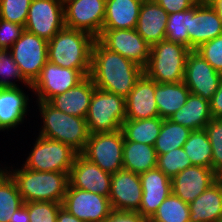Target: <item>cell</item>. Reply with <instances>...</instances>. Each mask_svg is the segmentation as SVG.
Returning <instances> with one entry per match:
<instances>
[{
	"mask_svg": "<svg viewBox=\"0 0 222 222\" xmlns=\"http://www.w3.org/2000/svg\"><path fill=\"white\" fill-rule=\"evenodd\" d=\"M143 73L139 65L105 48L97 39L93 42L89 77L96 88L126 98Z\"/></svg>",
	"mask_w": 222,
	"mask_h": 222,
	"instance_id": "obj_1",
	"label": "cell"
},
{
	"mask_svg": "<svg viewBox=\"0 0 222 222\" xmlns=\"http://www.w3.org/2000/svg\"><path fill=\"white\" fill-rule=\"evenodd\" d=\"M95 39L85 31L64 27L48 41V61L63 68L77 69L87 77Z\"/></svg>",
	"mask_w": 222,
	"mask_h": 222,
	"instance_id": "obj_2",
	"label": "cell"
},
{
	"mask_svg": "<svg viewBox=\"0 0 222 222\" xmlns=\"http://www.w3.org/2000/svg\"><path fill=\"white\" fill-rule=\"evenodd\" d=\"M10 168L14 167L6 166L5 171L15 181L24 203L49 201L62 204L69 172L33 171L23 166L15 170Z\"/></svg>",
	"mask_w": 222,
	"mask_h": 222,
	"instance_id": "obj_3",
	"label": "cell"
},
{
	"mask_svg": "<svg viewBox=\"0 0 222 222\" xmlns=\"http://www.w3.org/2000/svg\"><path fill=\"white\" fill-rule=\"evenodd\" d=\"M36 102L43 120L39 135L67 144L80 154L90 136L86 118L68 115L46 101Z\"/></svg>",
	"mask_w": 222,
	"mask_h": 222,
	"instance_id": "obj_4",
	"label": "cell"
},
{
	"mask_svg": "<svg viewBox=\"0 0 222 222\" xmlns=\"http://www.w3.org/2000/svg\"><path fill=\"white\" fill-rule=\"evenodd\" d=\"M190 51L187 46L164 39L151 46L143 72L157 83H181Z\"/></svg>",
	"mask_w": 222,
	"mask_h": 222,
	"instance_id": "obj_5",
	"label": "cell"
},
{
	"mask_svg": "<svg viewBox=\"0 0 222 222\" xmlns=\"http://www.w3.org/2000/svg\"><path fill=\"white\" fill-rule=\"evenodd\" d=\"M126 119L125 98L95 88L86 116L90 134L121 130Z\"/></svg>",
	"mask_w": 222,
	"mask_h": 222,
	"instance_id": "obj_6",
	"label": "cell"
},
{
	"mask_svg": "<svg viewBox=\"0 0 222 222\" xmlns=\"http://www.w3.org/2000/svg\"><path fill=\"white\" fill-rule=\"evenodd\" d=\"M23 167L33 171L70 172L79 154L60 141L38 135Z\"/></svg>",
	"mask_w": 222,
	"mask_h": 222,
	"instance_id": "obj_7",
	"label": "cell"
},
{
	"mask_svg": "<svg viewBox=\"0 0 222 222\" xmlns=\"http://www.w3.org/2000/svg\"><path fill=\"white\" fill-rule=\"evenodd\" d=\"M124 134L122 130L90 134L80 153L109 174L123 169Z\"/></svg>",
	"mask_w": 222,
	"mask_h": 222,
	"instance_id": "obj_8",
	"label": "cell"
},
{
	"mask_svg": "<svg viewBox=\"0 0 222 222\" xmlns=\"http://www.w3.org/2000/svg\"><path fill=\"white\" fill-rule=\"evenodd\" d=\"M9 50L23 78L32 85L48 62V41L24 30Z\"/></svg>",
	"mask_w": 222,
	"mask_h": 222,
	"instance_id": "obj_9",
	"label": "cell"
},
{
	"mask_svg": "<svg viewBox=\"0 0 222 222\" xmlns=\"http://www.w3.org/2000/svg\"><path fill=\"white\" fill-rule=\"evenodd\" d=\"M65 27L97 38L102 32L106 0H63Z\"/></svg>",
	"mask_w": 222,
	"mask_h": 222,
	"instance_id": "obj_10",
	"label": "cell"
},
{
	"mask_svg": "<svg viewBox=\"0 0 222 222\" xmlns=\"http://www.w3.org/2000/svg\"><path fill=\"white\" fill-rule=\"evenodd\" d=\"M65 27L63 0H32L24 30L47 41Z\"/></svg>",
	"mask_w": 222,
	"mask_h": 222,
	"instance_id": "obj_11",
	"label": "cell"
},
{
	"mask_svg": "<svg viewBox=\"0 0 222 222\" xmlns=\"http://www.w3.org/2000/svg\"><path fill=\"white\" fill-rule=\"evenodd\" d=\"M96 39L105 48L122 55L143 69L148 63L151 46L136 29L102 30Z\"/></svg>",
	"mask_w": 222,
	"mask_h": 222,
	"instance_id": "obj_12",
	"label": "cell"
},
{
	"mask_svg": "<svg viewBox=\"0 0 222 222\" xmlns=\"http://www.w3.org/2000/svg\"><path fill=\"white\" fill-rule=\"evenodd\" d=\"M62 207L85 222H104L112 212L108 197L69 186Z\"/></svg>",
	"mask_w": 222,
	"mask_h": 222,
	"instance_id": "obj_13",
	"label": "cell"
},
{
	"mask_svg": "<svg viewBox=\"0 0 222 222\" xmlns=\"http://www.w3.org/2000/svg\"><path fill=\"white\" fill-rule=\"evenodd\" d=\"M85 76L77 69L63 68L47 62L31 85L37 101L48 102L52 97L75 87Z\"/></svg>",
	"mask_w": 222,
	"mask_h": 222,
	"instance_id": "obj_14",
	"label": "cell"
},
{
	"mask_svg": "<svg viewBox=\"0 0 222 222\" xmlns=\"http://www.w3.org/2000/svg\"><path fill=\"white\" fill-rule=\"evenodd\" d=\"M222 74L217 72L199 53L191 50L186 58L184 83L194 95L208 101L218 89Z\"/></svg>",
	"mask_w": 222,
	"mask_h": 222,
	"instance_id": "obj_15",
	"label": "cell"
},
{
	"mask_svg": "<svg viewBox=\"0 0 222 222\" xmlns=\"http://www.w3.org/2000/svg\"><path fill=\"white\" fill-rule=\"evenodd\" d=\"M189 49L195 50L201 44L222 34V20L212 5L200 0L189 9Z\"/></svg>",
	"mask_w": 222,
	"mask_h": 222,
	"instance_id": "obj_16",
	"label": "cell"
},
{
	"mask_svg": "<svg viewBox=\"0 0 222 222\" xmlns=\"http://www.w3.org/2000/svg\"><path fill=\"white\" fill-rule=\"evenodd\" d=\"M142 193L139 174L125 169L112 174L108 197L112 210L138 212Z\"/></svg>",
	"mask_w": 222,
	"mask_h": 222,
	"instance_id": "obj_17",
	"label": "cell"
},
{
	"mask_svg": "<svg viewBox=\"0 0 222 222\" xmlns=\"http://www.w3.org/2000/svg\"><path fill=\"white\" fill-rule=\"evenodd\" d=\"M111 178V174L78 154L68 175V186L109 197Z\"/></svg>",
	"mask_w": 222,
	"mask_h": 222,
	"instance_id": "obj_18",
	"label": "cell"
},
{
	"mask_svg": "<svg viewBox=\"0 0 222 222\" xmlns=\"http://www.w3.org/2000/svg\"><path fill=\"white\" fill-rule=\"evenodd\" d=\"M218 179L213 169L192 165L171 179L172 193L186 203L200 196Z\"/></svg>",
	"mask_w": 222,
	"mask_h": 222,
	"instance_id": "obj_19",
	"label": "cell"
},
{
	"mask_svg": "<svg viewBox=\"0 0 222 222\" xmlns=\"http://www.w3.org/2000/svg\"><path fill=\"white\" fill-rule=\"evenodd\" d=\"M139 177L143 193L138 213L150 219L172 193L171 179L157 167L140 174Z\"/></svg>",
	"mask_w": 222,
	"mask_h": 222,
	"instance_id": "obj_20",
	"label": "cell"
},
{
	"mask_svg": "<svg viewBox=\"0 0 222 222\" xmlns=\"http://www.w3.org/2000/svg\"><path fill=\"white\" fill-rule=\"evenodd\" d=\"M126 119L140 120L159 116L155 101V81L144 73L136 81L134 88L125 98Z\"/></svg>",
	"mask_w": 222,
	"mask_h": 222,
	"instance_id": "obj_21",
	"label": "cell"
},
{
	"mask_svg": "<svg viewBox=\"0 0 222 222\" xmlns=\"http://www.w3.org/2000/svg\"><path fill=\"white\" fill-rule=\"evenodd\" d=\"M95 88L92 79L87 76L75 87L52 97L48 103L68 115L86 118Z\"/></svg>",
	"mask_w": 222,
	"mask_h": 222,
	"instance_id": "obj_22",
	"label": "cell"
},
{
	"mask_svg": "<svg viewBox=\"0 0 222 222\" xmlns=\"http://www.w3.org/2000/svg\"><path fill=\"white\" fill-rule=\"evenodd\" d=\"M168 16L154 0L143 1L136 30L150 46L166 38Z\"/></svg>",
	"mask_w": 222,
	"mask_h": 222,
	"instance_id": "obj_23",
	"label": "cell"
},
{
	"mask_svg": "<svg viewBox=\"0 0 222 222\" xmlns=\"http://www.w3.org/2000/svg\"><path fill=\"white\" fill-rule=\"evenodd\" d=\"M29 96L22 88H0V131L15 129L27 117Z\"/></svg>",
	"mask_w": 222,
	"mask_h": 222,
	"instance_id": "obj_24",
	"label": "cell"
},
{
	"mask_svg": "<svg viewBox=\"0 0 222 222\" xmlns=\"http://www.w3.org/2000/svg\"><path fill=\"white\" fill-rule=\"evenodd\" d=\"M190 222L222 220V180L218 178L200 196L188 203Z\"/></svg>",
	"mask_w": 222,
	"mask_h": 222,
	"instance_id": "obj_25",
	"label": "cell"
},
{
	"mask_svg": "<svg viewBox=\"0 0 222 222\" xmlns=\"http://www.w3.org/2000/svg\"><path fill=\"white\" fill-rule=\"evenodd\" d=\"M144 0H106L102 30L136 29Z\"/></svg>",
	"mask_w": 222,
	"mask_h": 222,
	"instance_id": "obj_26",
	"label": "cell"
},
{
	"mask_svg": "<svg viewBox=\"0 0 222 222\" xmlns=\"http://www.w3.org/2000/svg\"><path fill=\"white\" fill-rule=\"evenodd\" d=\"M212 119L210 102L201 96L190 93L186 103L169 120L190 130L204 129Z\"/></svg>",
	"mask_w": 222,
	"mask_h": 222,
	"instance_id": "obj_27",
	"label": "cell"
},
{
	"mask_svg": "<svg viewBox=\"0 0 222 222\" xmlns=\"http://www.w3.org/2000/svg\"><path fill=\"white\" fill-rule=\"evenodd\" d=\"M190 93V90L184 82H155V101L157 103L159 117L169 119L171 115L186 103Z\"/></svg>",
	"mask_w": 222,
	"mask_h": 222,
	"instance_id": "obj_28",
	"label": "cell"
},
{
	"mask_svg": "<svg viewBox=\"0 0 222 222\" xmlns=\"http://www.w3.org/2000/svg\"><path fill=\"white\" fill-rule=\"evenodd\" d=\"M157 167L154 146L134 141H124L123 169L142 174Z\"/></svg>",
	"mask_w": 222,
	"mask_h": 222,
	"instance_id": "obj_29",
	"label": "cell"
},
{
	"mask_svg": "<svg viewBox=\"0 0 222 222\" xmlns=\"http://www.w3.org/2000/svg\"><path fill=\"white\" fill-rule=\"evenodd\" d=\"M162 122L163 119L159 116L140 120H125L121 128L124 141H134L154 146Z\"/></svg>",
	"mask_w": 222,
	"mask_h": 222,
	"instance_id": "obj_30",
	"label": "cell"
},
{
	"mask_svg": "<svg viewBox=\"0 0 222 222\" xmlns=\"http://www.w3.org/2000/svg\"><path fill=\"white\" fill-rule=\"evenodd\" d=\"M191 131L181 124L174 123L169 119H163L160 133L154 145L156 154L161 155L183 147Z\"/></svg>",
	"mask_w": 222,
	"mask_h": 222,
	"instance_id": "obj_31",
	"label": "cell"
},
{
	"mask_svg": "<svg viewBox=\"0 0 222 222\" xmlns=\"http://www.w3.org/2000/svg\"><path fill=\"white\" fill-rule=\"evenodd\" d=\"M183 149L192 165L212 169V147L204 129L191 131Z\"/></svg>",
	"mask_w": 222,
	"mask_h": 222,
	"instance_id": "obj_32",
	"label": "cell"
},
{
	"mask_svg": "<svg viewBox=\"0 0 222 222\" xmlns=\"http://www.w3.org/2000/svg\"><path fill=\"white\" fill-rule=\"evenodd\" d=\"M23 204L15 181L4 171L0 175V222H9L13 213Z\"/></svg>",
	"mask_w": 222,
	"mask_h": 222,
	"instance_id": "obj_33",
	"label": "cell"
},
{
	"mask_svg": "<svg viewBox=\"0 0 222 222\" xmlns=\"http://www.w3.org/2000/svg\"><path fill=\"white\" fill-rule=\"evenodd\" d=\"M188 203L171 193L158 207L150 222H189Z\"/></svg>",
	"mask_w": 222,
	"mask_h": 222,
	"instance_id": "obj_34",
	"label": "cell"
},
{
	"mask_svg": "<svg viewBox=\"0 0 222 222\" xmlns=\"http://www.w3.org/2000/svg\"><path fill=\"white\" fill-rule=\"evenodd\" d=\"M16 81L22 82L31 90V85L23 78L10 50L0 49V88L20 87Z\"/></svg>",
	"mask_w": 222,
	"mask_h": 222,
	"instance_id": "obj_35",
	"label": "cell"
},
{
	"mask_svg": "<svg viewBox=\"0 0 222 222\" xmlns=\"http://www.w3.org/2000/svg\"><path fill=\"white\" fill-rule=\"evenodd\" d=\"M190 166H192L191 160L183 147L157 155V168L170 179L175 177L180 171H183Z\"/></svg>",
	"mask_w": 222,
	"mask_h": 222,
	"instance_id": "obj_36",
	"label": "cell"
},
{
	"mask_svg": "<svg viewBox=\"0 0 222 222\" xmlns=\"http://www.w3.org/2000/svg\"><path fill=\"white\" fill-rule=\"evenodd\" d=\"M189 9L169 14L166 27V40L189 48Z\"/></svg>",
	"mask_w": 222,
	"mask_h": 222,
	"instance_id": "obj_37",
	"label": "cell"
},
{
	"mask_svg": "<svg viewBox=\"0 0 222 222\" xmlns=\"http://www.w3.org/2000/svg\"><path fill=\"white\" fill-rule=\"evenodd\" d=\"M212 147V169L222 173V118H212L204 128Z\"/></svg>",
	"mask_w": 222,
	"mask_h": 222,
	"instance_id": "obj_38",
	"label": "cell"
},
{
	"mask_svg": "<svg viewBox=\"0 0 222 222\" xmlns=\"http://www.w3.org/2000/svg\"><path fill=\"white\" fill-rule=\"evenodd\" d=\"M32 0H0V19L25 26Z\"/></svg>",
	"mask_w": 222,
	"mask_h": 222,
	"instance_id": "obj_39",
	"label": "cell"
},
{
	"mask_svg": "<svg viewBox=\"0 0 222 222\" xmlns=\"http://www.w3.org/2000/svg\"><path fill=\"white\" fill-rule=\"evenodd\" d=\"M30 222H57V213L62 204L49 201L26 202Z\"/></svg>",
	"mask_w": 222,
	"mask_h": 222,
	"instance_id": "obj_40",
	"label": "cell"
},
{
	"mask_svg": "<svg viewBox=\"0 0 222 222\" xmlns=\"http://www.w3.org/2000/svg\"><path fill=\"white\" fill-rule=\"evenodd\" d=\"M217 72L222 74V34L195 49Z\"/></svg>",
	"mask_w": 222,
	"mask_h": 222,
	"instance_id": "obj_41",
	"label": "cell"
},
{
	"mask_svg": "<svg viewBox=\"0 0 222 222\" xmlns=\"http://www.w3.org/2000/svg\"><path fill=\"white\" fill-rule=\"evenodd\" d=\"M23 31L24 26L0 19V49H10Z\"/></svg>",
	"mask_w": 222,
	"mask_h": 222,
	"instance_id": "obj_42",
	"label": "cell"
},
{
	"mask_svg": "<svg viewBox=\"0 0 222 222\" xmlns=\"http://www.w3.org/2000/svg\"><path fill=\"white\" fill-rule=\"evenodd\" d=\"M166 13L172 14L188 10L195 6L200 0H154Z\"/></svg>",
	"mask_w": 222,
	"mask_h": 222,
	"instance_id": "obj_43",
	"label": "cell"
},
{
	"mask_svg": "<svg viewBox=\"0 0 222 222\" xmlns=\"http://www.w3.org/2000/svg\"><path fill=\"white\" fill-rule=\"evenodd\" d=\"M106 222H150L138 212L112 210Z\"/></svg>",
	"mask_w": 222,
	"mask_h": 222,
	"instance_id": "obj_44",
	"label": "cell"
},
{
	"mask_svg": "<svg viewBox=\"0 0 222 222\" xmlns=\"http://www.w3.org/2000/svg\"><path fill=\"white\" fill-rule=\"evenodd\" d=\"M209 102L212 118H222V78L217 91Z\"/></svg>",
	"mask_w": 222,
	"mask_h": 222,
	"instance_id": "obj_45",
	"label": "cell"
},
{
	"mask_svg": "<svg viewBox=\"0 0 222 222\" xmlns=\"http://www.w3.org/2000/svg\"><path fill=\"white\" fill-rule=\"evenodd\" d=\"M9 222H30L28 208L23 204L13 213Z\"/></svg>",
	"mask_w": 222,
	"mask_h": 222,
	"instance_id": "obj_46",
	"label": "cell"
},
{
	"mask_svg": "<svg viewBox=\"0 0 222 222\" xmlns=\"http://www.w3.org/2000/svg\"><path fill=\"white\" fill-rule=\"evenodd\" d=\"M57 222H85L69 213L65 208L61 207L57 213Z\"/></svg>",
	"mask_w": 222,
	"mask_h": 222,
	"instance_id": "obj_47",
	"label": "cell"
},
{
	"mask_svg": "<svg viewBox=\"0 0 222 222\" xmlns=\"http://www.w3.org/2000/svg\"><path fill=\"white\" fill-rule=\"evenodd\" d=\"M207 4L212 5L222 20V0H204Z\"/></svg>",
	"mask_w": 222,
	"mask_h": 222,
	"instance_id": "obj_48",
	"label": "cell"
},
{
	"mask_svg": "<svg viewBox=\"0 0 222 222\" xmlns=\"http://www.w3.org/2000/svg\"><path fill=\"white\" fill-rule=\"evenodd\" d=\"M3 166L0 168V175L5 171V168H3Z\"/></svg>",
	"mask_w": 222,
	"mask_h": 222,
	"instance_id": "obj_49",
	"label": "cell"
},
{
	"mask_svg": "<svg viewBox=\"0 0 222 222\" xmlns=\"http://www.w3.org/2000/svg\"><path fill=\"white\" fill-rule=\"evenodd\" d=\"M218 178H220L222 180V173L218 176Z\"/></svg>",
	"mask_w": 222,
	"mask_h": 222,
	"instance_id": "obj_50",
	"label": "cell"
}]
</instances>
